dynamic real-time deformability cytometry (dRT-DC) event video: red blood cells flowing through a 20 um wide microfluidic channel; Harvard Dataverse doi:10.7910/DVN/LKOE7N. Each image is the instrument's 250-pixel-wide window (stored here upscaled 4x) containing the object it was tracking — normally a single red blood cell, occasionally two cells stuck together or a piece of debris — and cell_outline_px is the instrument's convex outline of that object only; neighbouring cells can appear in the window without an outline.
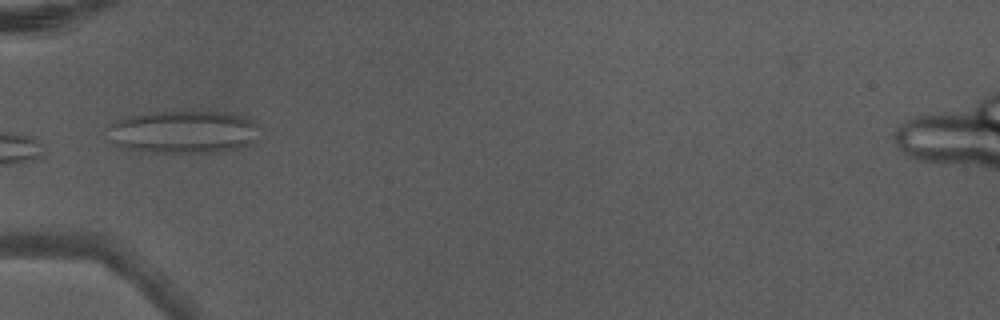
{"species": "Egyptian fruit bat (a non-hibernating species)", "species_latin": "Rousettus aegyptiacus", "temperature_condition": "warm", "stored_images_in_passage": 6, "camera_frame_rate_fps": 3000, "um_per_image_px": 0.085, "animal": {"sex": "male"}, "frame": {"image": 1, "passage_image": 6, "time_ms": 1.667, "image_size_px": [1000, 320], "cell_outline_px": [[256, 124], [252, 144], [236, 148], [216, 152], [144, 152], [124, 148], [104, 128], [108, 124], [124, 116], [156, 112], [224, 112], [244, 116], [252, 120]], "centroid_in_image_um": [15.54, 11.2], "position_along_channel_um": 69.5, "area_um2": 37.4}}